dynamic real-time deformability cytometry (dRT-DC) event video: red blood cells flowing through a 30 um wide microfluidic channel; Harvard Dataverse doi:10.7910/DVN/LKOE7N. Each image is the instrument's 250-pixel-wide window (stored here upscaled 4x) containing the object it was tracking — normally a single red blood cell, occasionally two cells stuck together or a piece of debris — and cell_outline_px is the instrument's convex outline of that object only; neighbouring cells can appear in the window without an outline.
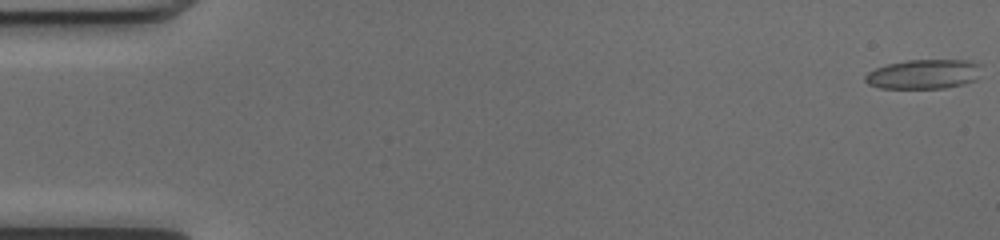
{"species": "common noctule bat (a hibernating species)", "species_latin": "Nyctalus noctula", "temperature_condition": "cold", "stored_images_in_passage": 52, "camera_frame_rate_fps": 3000, "um_per_image_px": 0.085, "animal": {"sex": "female", "body_mass_g": 17.0, "forearm_length_mm": 48.0}, "frame": {"image": 1, "passage_image": 1, "time_ms": 0.0, "image_size_px": [1000, 240], "cell_outline_px": [[984, 64], [976, 80], [964, 84], [944, 88], [880, 88], [868, 84], [864, 80], [864, 76], [868, 72], [876, 68], [888, 64], [908, 60], [972, 60]], "centroid_in_image_um": [78.57, 6.29], "position_along_channel_um": 6.4, "area_um2": 20.23}}
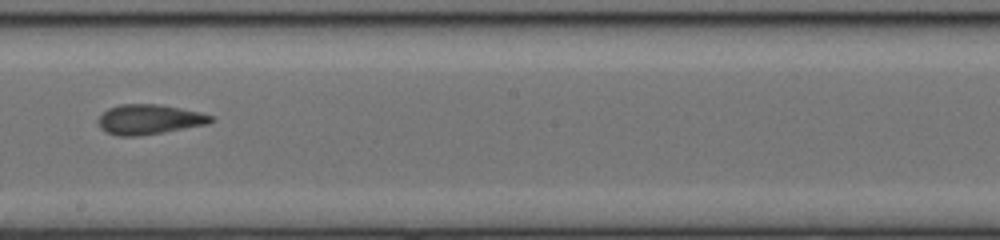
{"frame": {"image": 2, "passage_image": 30, "time_ms": 9.667, "image_size_px": [1000, 240], "cell_outline_px": [[216, 120], [208, 124], [136, 136], [120, 136], [108, 132], [100, 128], [96, 120], [108, 108], [120, 104], [160, 104], [200, 112], [212, 116]], "centroid_in_image_um": [12.68, 10.13], "position_along_channel_um": 235.5, "area_um2": 19.48}}
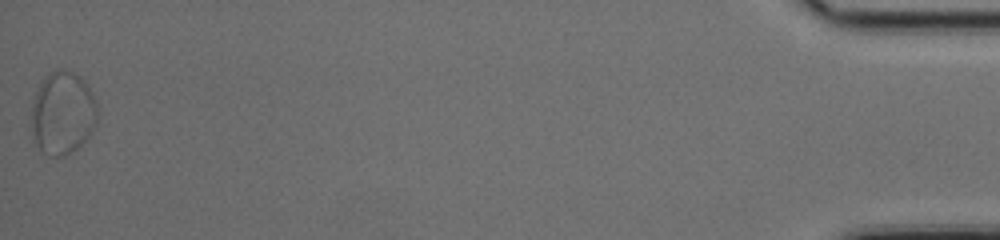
{"frame": {"image": 3, "passage_image": 52, "time_ms": 17.0, "image_size_px": [1000, 240], "cell_outline_px": [[96, 124], [88, 136], [76, 148], [64, 156], [48, 156], [36, 144], [32, 128], [32, 100], [40, 84], [56, 68], [72, 72], [80, 76], [84, 80], [96, 100]], "centroid_in_image_um": [5.32, 9.6], "position_along_channel_um": 429.9, "area_um2": 31.44}, "authors_computed_cell_mechanics": {"area_um2": 19.941, "velocity_mm_per_s": 4.0267, "shape_relaxation_time_tau1_ms": null, "shape_relaxation_time_tau2_ms": 1.7346, "deformation_change_tau1": null, "deformation_change_tau2": 0.0896}}